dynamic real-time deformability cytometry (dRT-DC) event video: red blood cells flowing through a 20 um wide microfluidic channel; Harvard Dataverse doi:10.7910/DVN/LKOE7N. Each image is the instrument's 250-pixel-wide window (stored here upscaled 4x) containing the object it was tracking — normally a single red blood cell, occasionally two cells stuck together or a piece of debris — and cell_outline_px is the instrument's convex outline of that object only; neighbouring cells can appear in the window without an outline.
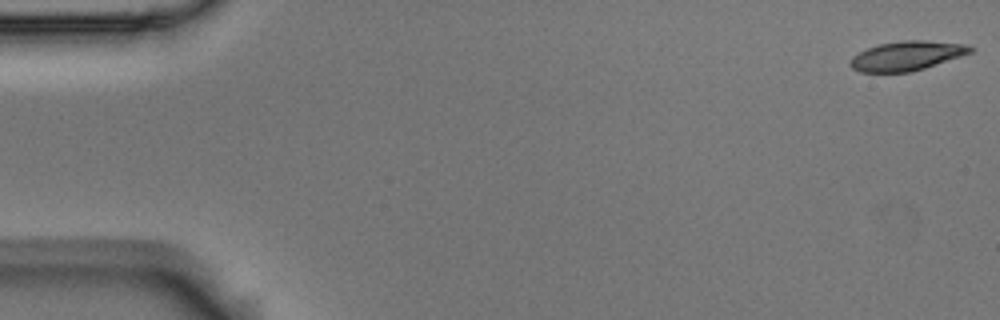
{"species": "Egyptian fruit bat (a non-hibernating species)", "species_latin": "Rousettus aegyptiacus", "temperature_condition": "room temperature", "stored_images_in_passage": 5, "camera_frame_rate_fps": 3000, "um_per_image_px": 0.085, "animal": {"sex": "male"}, "frame": {"image": 1, "passage_image": 1, "time_ms": 0.0, "image_size_px": [1000, 320], "cell_outline_px": [[976, 48], [972, 52], [912, 72], [860, 72], [852, 68], [848, 64], [852, 56], [868, 48], [880, 44], [904, 40], [920, 40], [964, 44]], "centroid_in_image_um": [77.05, 4.75], "position_along_channel_um": 7.9, "area_um2": 20.35}}
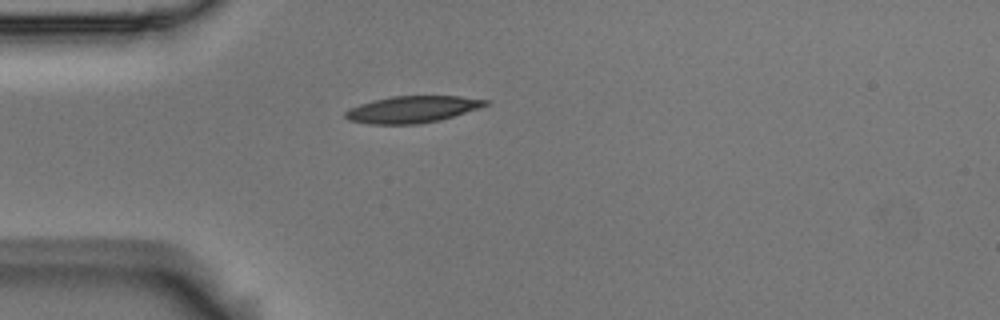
{"frame": {"image": 2, "passage_image": 5, "time_ms": 1.333, "image_size_px": [1000, 320], "cell_outline_px": [[492, 100], [488, 104], [480, 108], [440, 120], [416, 124], [368, 124], [348, 120], [344, 116], [344, 112], [360, 104], [392, 96], [460, 96]], "centroid_in_image_um": [35.08, 9.29], "position_along_channel_um": 49.9, "area_um2": 21.79}}